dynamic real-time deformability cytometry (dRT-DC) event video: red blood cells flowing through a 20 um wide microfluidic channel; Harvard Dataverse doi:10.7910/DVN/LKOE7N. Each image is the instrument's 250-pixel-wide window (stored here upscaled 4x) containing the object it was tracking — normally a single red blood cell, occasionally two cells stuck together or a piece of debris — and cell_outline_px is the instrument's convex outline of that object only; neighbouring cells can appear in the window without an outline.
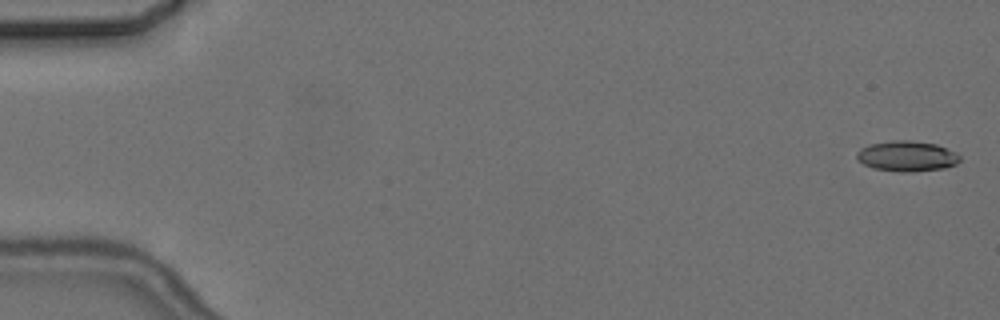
{"species": "common noctule bat (a hibernating species)", "species_latin": "Nyctalus noctula", "temperature_condition": "cold", "stored_images_in_passage": 6, "camera_frame_rate_fps": 3000, "um_per_image_px": 0.085, "animal": {"sex": "female", "body_mass_g": 24.6, "forearm_length_mm": 56.2}, "frame": {"image": 1, "passage_image": 1, "time_ms": 0.0, "image_size_px": [1000, 320], "cell_outline_px": [[960, 160], [956, 164], [944, 168], [912, 172], [900, 172], [872, 168], [856, 160], [856, 152], [860, 148], [868, 144], [892, 140], [908, 140], [936, 144], [956, 152], [960, 156]], "centroid_in_image_um": [77.05, 13.27], "position_along_channel_um": 8.0, "area_um2": 18.5}}
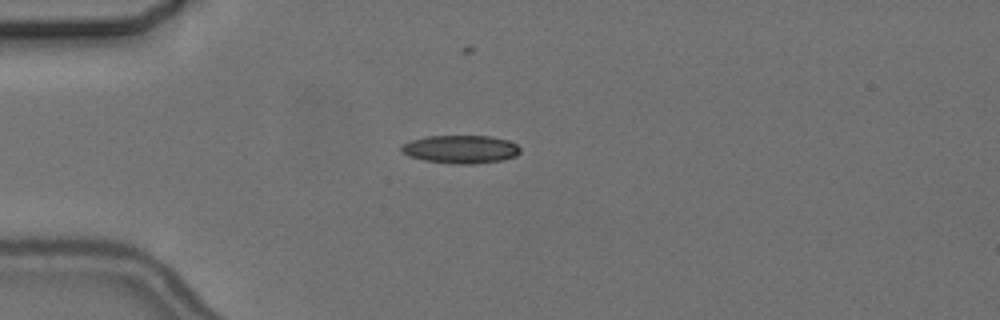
{"frame": {"image": 2, "passage_image": 5, "time_ms": 4.667, "image_size_px": [1000, 320], "cell_outline_px": [[520, 152], [516, 156], [504, 160], [472, 164], [456, 164], [424, 160], [408, 156], [400, 152], [400, 144], [424, 136], [492, 136], [508, 140], [516, 144], [520, 148]], "centroid_in_image_um": [39.13, 12.68], "position_along_channel_um": 45.9, "area_um2": 19.71}}